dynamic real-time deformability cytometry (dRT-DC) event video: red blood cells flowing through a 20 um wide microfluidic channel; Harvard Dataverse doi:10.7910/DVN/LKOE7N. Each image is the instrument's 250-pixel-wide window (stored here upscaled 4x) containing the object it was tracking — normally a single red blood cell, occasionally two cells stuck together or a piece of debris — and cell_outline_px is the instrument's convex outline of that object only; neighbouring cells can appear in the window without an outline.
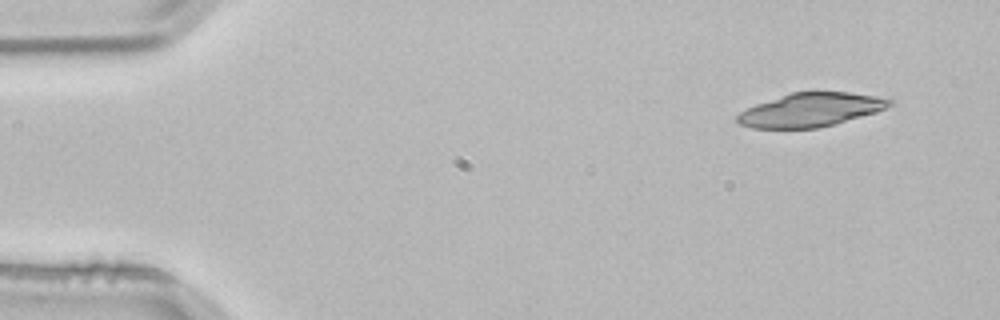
{"species": "common noctule bat (a hibernating species)", "species_latin": "Nyctalus noctula", "temperature_condition": "room temperature", "stored_images_in_passage": 2, "camera_frame_rate_fps": 3000, "um_per_image_px": 0.085, "animal": {"sex": "male", "body_mass_g": 21.5, "forearm_length_mm": 52.0}, "frame": {"image": 1, "passage_image": 1, "time_ms": 0.0, "image_size_px": [1000, 320], "cell_outline_px": [[892, 104], [876, 112], [832, 124], [816, 128], [752, 128], [740, 124], [736, 120], [736, 116], [740, 112], [756, 104], [792, 92], [848, 92], [876, 96], [892, 100]], "centroid_in_image_um": [68.87, 9.33], "position_along_channel_um": 16.1, "area_um2": 29.36}}